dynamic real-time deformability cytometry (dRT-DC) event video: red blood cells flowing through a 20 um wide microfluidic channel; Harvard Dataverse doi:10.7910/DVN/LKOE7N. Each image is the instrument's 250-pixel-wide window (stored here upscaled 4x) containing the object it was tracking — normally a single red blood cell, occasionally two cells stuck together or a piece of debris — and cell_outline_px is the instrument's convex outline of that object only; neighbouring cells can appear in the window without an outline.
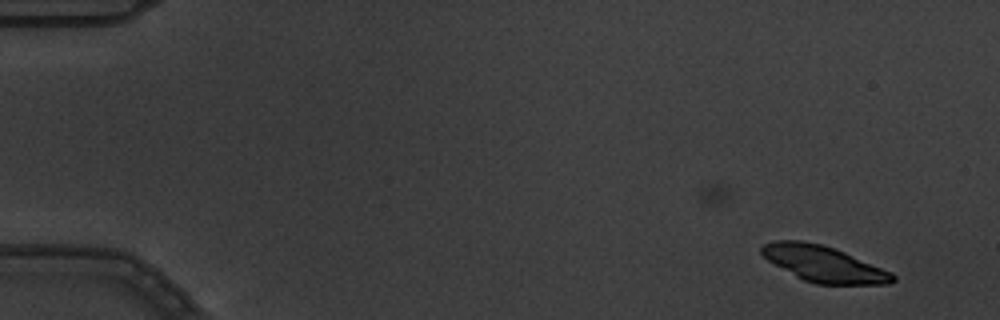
{"species": "common noctule bat (a hibernating species)", "species_latin": "Nyctalus noctula", "temperature_condition": "warm", "stored_images_in_passage": 2, "camera_frame_rate_fps": 3000, "um_per_image_px": 0.085, "animal": {"sex": "male", "body_mass_g": 19.5, "forearm_length_mm": 54.6}, "frame": {"image": 1, "passage_image": 2, "time_ms": 0.333, "image_size_px": [1000, 320], "cell_outline_px": [[896, 280], [888, 284], [816, 284], [804, 280], [796, 276], [768, 260], [760, 252], [760, 248], [764, 244], [776, 240], [800, 240], [820, 244], [844, 252], [892, 272], [896, 276]], "centroid_in_image_um": [70.02, 22.43], "position_along_channel_um": 15.0, "area_um2": 27.11}}